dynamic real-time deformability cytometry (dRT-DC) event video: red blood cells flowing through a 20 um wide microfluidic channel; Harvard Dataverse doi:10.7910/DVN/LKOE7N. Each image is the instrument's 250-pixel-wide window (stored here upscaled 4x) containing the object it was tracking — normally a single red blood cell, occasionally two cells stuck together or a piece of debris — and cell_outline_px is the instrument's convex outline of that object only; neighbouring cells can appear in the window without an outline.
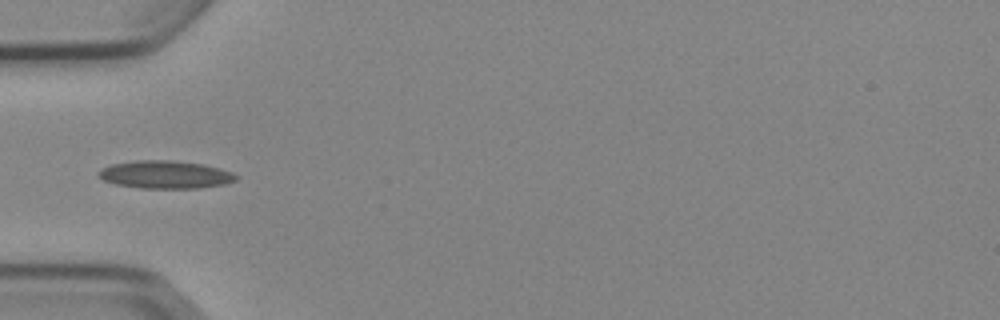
{"species": "Egyptian fruit bat (a non-hibernating species)", "species_latin": "Rousettus aegyptiacus", "temperature_condition": "cold", "stored_images_in_passage": 6, "camera_frame_rate_fps": 3000, "um_per_image_px": 0.085, "animal": {"sex": "female"}, "frame": {"image": 1, "passage_image": 5, "time_ms": 5.667, "image_size_px": [1000, 320], "cell_outline_px": [[240, 176], [236, 180], [224, 184], [196, 188], [140, 188], [116, 184], [104, 180], [96, 172], [100, 168], [112, 164], [136, 160], [172, 160], [204, 164], [220, 168], [232, 172]], "centroid_in_image_um": [14.06, 14.83], "position_along_channel_um": 70.9, "area_um2": 22.37}}
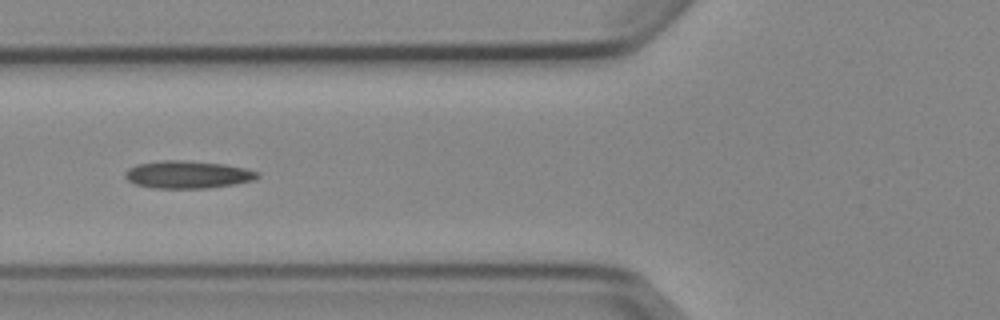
{"frame": {"image": 2, "passage_image": 6, "time_ms": 6.667, "image_size_px": [1000, 320], "cell_outline_px": [[260, 176], [252, 180], [236, 184], [208, 188], [152, 188], [136, 184], [128, 180], [124, 176], [124, 172], [128, 168], [136, 164], [164, 160], [184, 160], [224, 164], [244, 168], [260, 172]], "centroid_in_image_um": [15.94, 14.84], "position_along_channel_um": 109.9, "area_um2": 21.33}}